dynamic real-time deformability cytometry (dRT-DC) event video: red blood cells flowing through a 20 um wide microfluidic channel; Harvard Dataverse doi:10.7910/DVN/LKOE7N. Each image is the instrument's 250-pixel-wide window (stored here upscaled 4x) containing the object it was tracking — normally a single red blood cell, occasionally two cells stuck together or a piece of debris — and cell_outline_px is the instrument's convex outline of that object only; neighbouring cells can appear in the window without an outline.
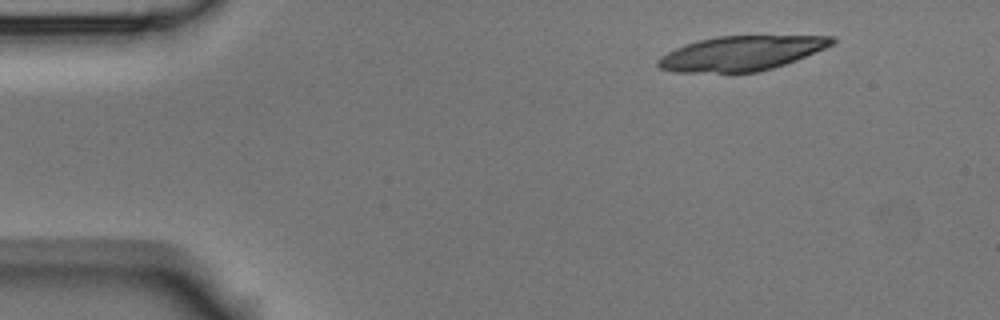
{"species": "Egyptian fruit bat (a non-hibernating species)", "species_latin": "Rousettus aegyptiacus", "temperature_condition": "room temperature", "stored_images_in_passage": 5, "segment_of_instrument_passage": [2, 2], "camera_frame_rate_fps": 3000, "um_per_image_px": 0.085, "animal": {"sex": "male"}, "frame": {"image": 1, "passage_image": 5, "time_ms": 4.667, "image_size_px": [1000, 320], "cell_outline_px": [[836, 40], [832, 44], [824, 48], [796, 60], [760, 72], [672, 72], [660, 68], [656, 64], [656, 60], [660, 56], [684, 44], [716, 36], [836, 36]], "centroid_in_image_um": [62.97, 4.53], "position_along_channel_um": 22.0, "area_um2": 34.91}}